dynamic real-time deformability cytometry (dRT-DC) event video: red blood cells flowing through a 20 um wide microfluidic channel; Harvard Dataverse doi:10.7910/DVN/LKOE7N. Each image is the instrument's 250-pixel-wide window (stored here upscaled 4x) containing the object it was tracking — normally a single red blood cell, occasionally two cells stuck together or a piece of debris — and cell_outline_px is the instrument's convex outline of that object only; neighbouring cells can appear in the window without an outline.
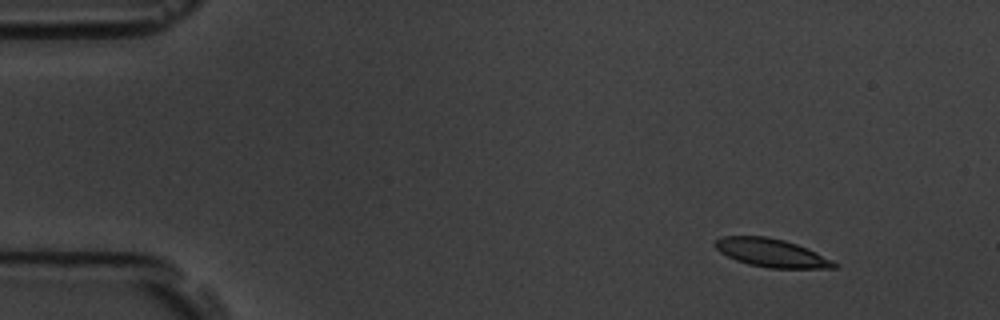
{"species": "common noctule bat (a hibernating species)", "species_latin": "Nyctalus noctula", "temperature_condition": "room temperature", "stored_images_in_passage": 4, "camera_frame_rate_fps": 3000, "um_per_image_px": 0.085, "animal": {"sex": "male", "body_mass_g": 19.5, "forearm_length_mm": 54.6}, "frame": {"image": 1, "passage_image": 1, "time_ms": 0.0, "image_size_px": [1000, 320], "cell_outline_px": [[840, 264], [836, 268], [768, 268], [748, 264], [736, 260], [720, 252], [712, 244], [716, 240], [724, 236], [768, 236], [784, 240], [808, 248]], "centroid_in_image_um": [65.58, 21.49], "position_along_channel_um": 19.4, "area_um2": 19.65}}
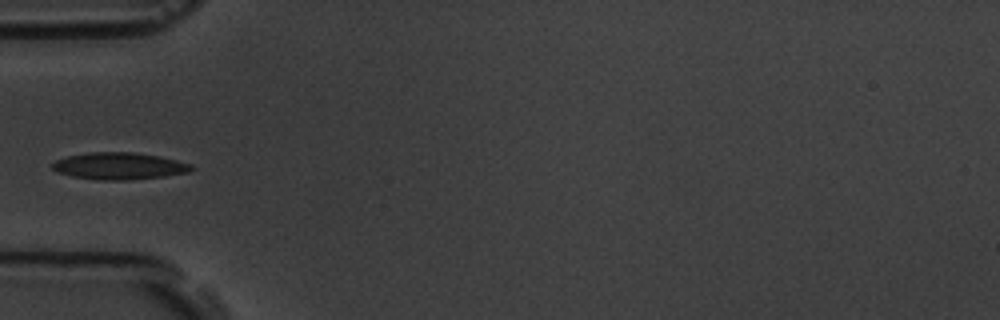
{"frame": {"image": 2, "passage_image": 4, "time_ms": 4.333, "image_size_px": [1000, 320], "cell_outline_px": [[196, 168], [188, 172], [164, 176], [128, 180], [96, 180], [72, 176], [56, 172], [52, 168], [52, 164], [56, 160], [68, 156], [92, 152], [132, 152], [160, 156], [192, 164]], "centroid_in_image_um": [10.14, 14.11], "position_along_channel_um": 74.9, "area_um2": 21.85}}